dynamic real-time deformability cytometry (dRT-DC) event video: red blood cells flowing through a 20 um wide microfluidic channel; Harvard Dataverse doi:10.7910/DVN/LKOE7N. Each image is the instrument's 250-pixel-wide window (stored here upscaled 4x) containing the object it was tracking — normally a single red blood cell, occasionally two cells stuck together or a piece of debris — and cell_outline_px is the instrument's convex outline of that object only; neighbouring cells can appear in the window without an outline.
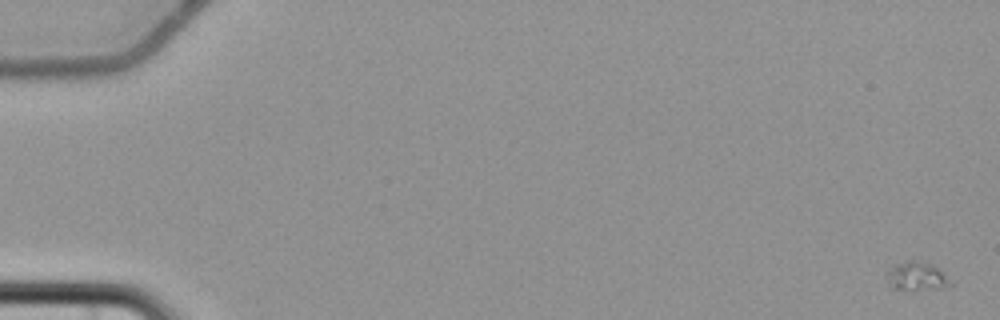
{"species": "common noctule bat (a hibernating species)", "species_latin": "Nyctalus noctula", "temperature_condition": "cold", "stored_images_in_passage": 6, "camera_frame_rate_fps": 3000, "um_per_image_px": 0.085, "animal": {"sex": "female", "body_mass_g": 22.7, "forearm_length_mm": 54.2}, "frame": {"image": 1, "passage_image": 1, "time_ms": 0.0, "image_size_px": [1000, 320], "cell_outline_px": [[956, 280], [948, 288], [912, 292], [892, 288], [884, 272], [892, 264], [912, 260], [920, 260], [932, 264]], "centroid_in_image_um": [77.98, 23.51], "position_along_channel_um": 7.0, "area_um2": 11.68}}
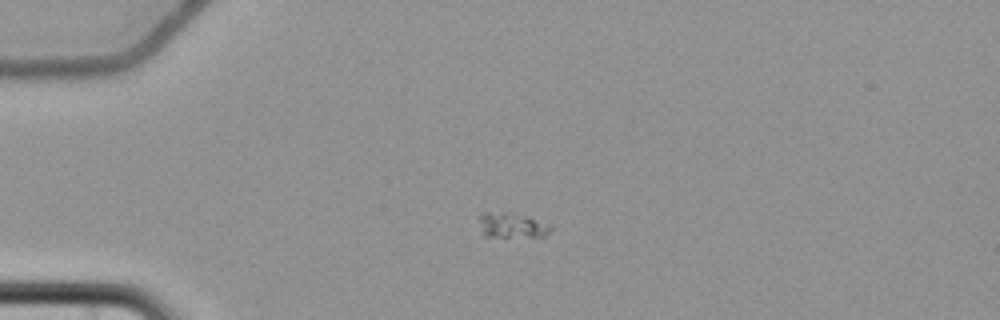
{"frame": {"image": 2, "passage_image": 5, "time_ms": 5.333, "image_size_px": [1000, 320], "cell_outline_px": [[552, 228], [544, 236], [484, 236], [480, 220], [480, 216], [484, 212], [504, 212], [528, 216], [552, 224]], "centroid_in_image_um": [43.57, 19.13], "position_along_channel_um": 41.4, "area_um2": 10.23}}